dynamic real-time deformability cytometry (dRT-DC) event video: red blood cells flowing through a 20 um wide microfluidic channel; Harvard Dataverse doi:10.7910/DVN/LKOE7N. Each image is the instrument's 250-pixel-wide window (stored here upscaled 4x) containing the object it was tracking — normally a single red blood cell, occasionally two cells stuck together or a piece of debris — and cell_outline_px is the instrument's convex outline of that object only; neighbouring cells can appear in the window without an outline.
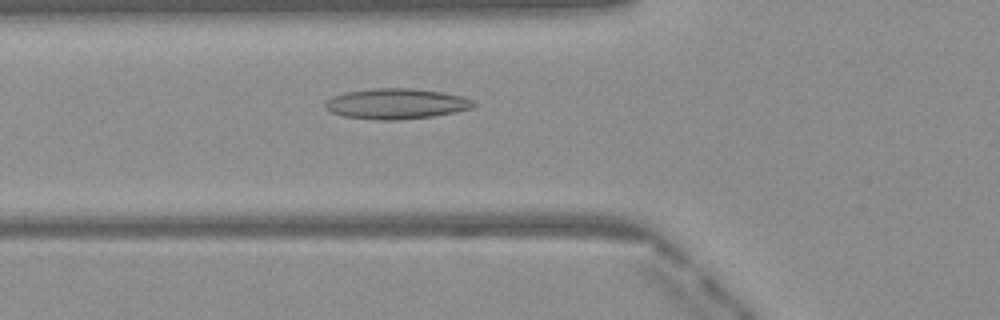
{"species": "Egyptian fruit bat (a non-hibernating species)", "species_latin": "Rousettus aegyptiacus", "temperature_condition": "warm", "stored_images_in_passage": 48, "camera_frame_rate_fps": 3000, "um_per_image_px": 0.085, "frame": {"image": 1, "passage_image": 17, "time_ms": 5.333, "image_size_px": [1000, 320], "cell_outline_px": [[476, 108], [456, 112], [432, 116], [396, 120], [376, 120], [344, 116], [332, 112], [324, 108], [324, 104], [332, 96], [344, 92], [372, 88], [412, 88], [444, 92], [464, 96], [472, 100], [476, 104]], "centroid_in_image_um": [33.71, 8.81], "position_along_channel_um": 92.1, "area_um2": 26.65}}
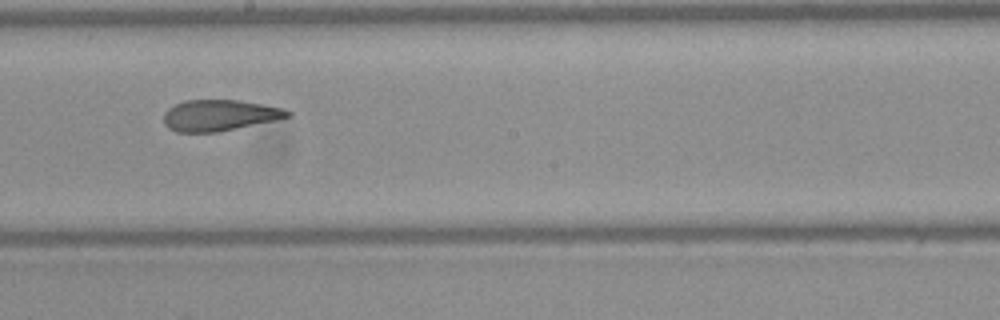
{"frame": {"image": 2, "passage_image": 27, "time_ms": 8.667, "image_size_px": [1000, 320], "cell_outline_px": [[292, 116], [276, 120], [216, 132], [176, 132], [168, 128], [164, 124], [164, 112], [168, 108], [176, 104], [188, 100], [240, 100], [264, 104], [284, 108], [292, 112]], "centroid_in_image_um": [18.68, 9.8], "position_along_channel_um": 229.5, "area_um2": 22.48}}
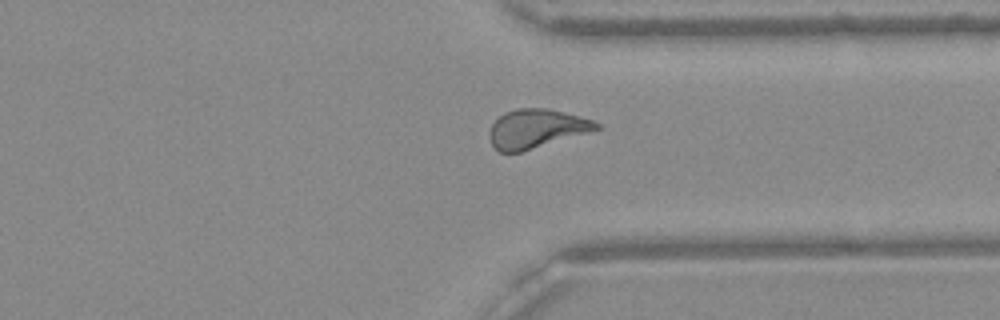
{"frame": {"image": 3, "passage_image": 37, "time_ms": 12.0, "image_size_px": [1000, 320], "cell_outline_px": [[600, 128], [588, 132], [520, 152], [500, 152], [492, 144], [488, 136], [492, 124], [504, 112], [520, 108], [548, 108], [564, 112], [592, 120], [600, 124]], "centroid_in_image_um": [45.56, 10.93], "position_along_channel_um": 365.8, "area_um2": 23.81}, "authors_computed_cell_mechanics": {"area_um2": 24.3627, "velocity_mm_per_s": 4.0967, "shape_relaxation_time_tau1_ms": null, "shape_relaxation_time_tau2_ms": 2.1345, "deformation_change_tau1": null, "deformation_change_tau2": 0.1076}}